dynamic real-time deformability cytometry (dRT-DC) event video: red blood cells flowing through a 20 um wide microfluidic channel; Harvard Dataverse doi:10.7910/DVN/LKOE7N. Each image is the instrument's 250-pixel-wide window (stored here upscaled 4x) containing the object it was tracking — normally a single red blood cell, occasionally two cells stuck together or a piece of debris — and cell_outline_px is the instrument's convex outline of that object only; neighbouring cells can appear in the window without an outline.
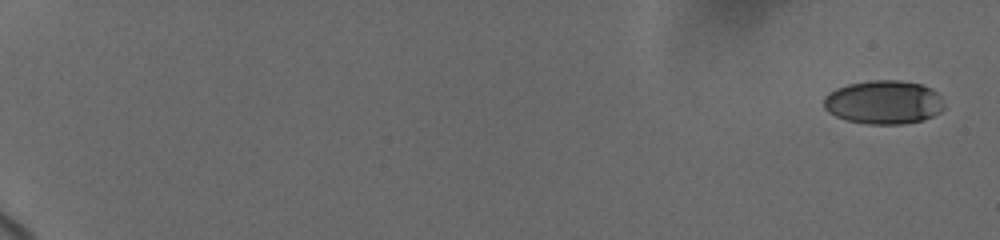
{"species": "human", "species_latin": "Homo sapiens", "temperature_condition": "cold", "stored_images_in_passage": 15, "camera_frame_rate_fps": 3000, "um_per_image_px": 0.085, "donor": {"sex": "female"}, "frame": {"image": 1, "passage_image": 1, "time_ms": 0.0, "image_size_px": [1000, 240], "cell_outline_px": [[944, 108], [940, 112], [924, 120], [900, 124], [868, 124], [848, 120], [836, 116], [828, 112], [824, 108], [824, 96], [828, 92], [836, 88], [848, 84], [868, 80], [900, 80], [920, 84], [932, 88], [940, 96], [944, 104]], "centroid_in_image_um": [75.11, 8.68], "position_along_channel_um": 9.9, "area_um2": 30.81}}
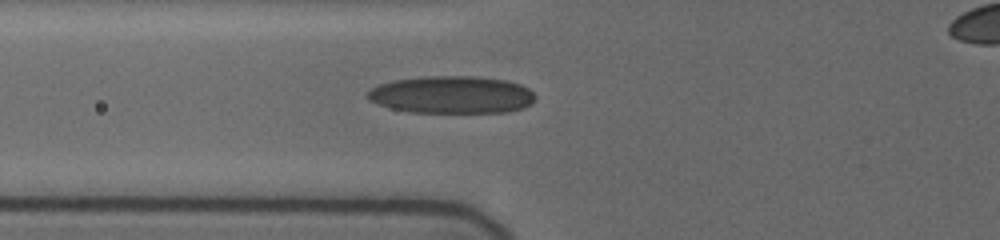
{"frame": {"image": 2, "passage_image": 13, "time_ms": 8.0, "image_size_px": [1000, 240], "cell_outline_px": [[536, 100], [532, 104], [524, 108], [508, 112], [408, 112], [392, 108], [368, 100], [364, 92], [380, 84], [392, 80], [424, 76], [472, 76], [508, 80], [520, 84], [528, 88], [536, 96]], "centroid_in_image_um": [38.42, 8.05], "position_along_channel_um": 87.4, "area_um2": 36.88}}
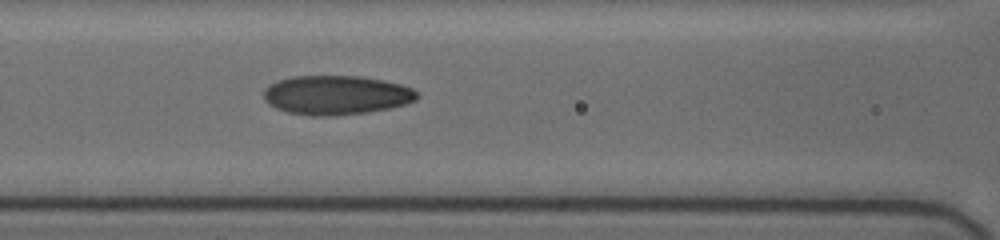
{"frame": {"image": 3, "passage_image": 15, "time_ms": 9.333, "image_size_px": [1000, 240], "cell_outline_px": [[420, 96], [416, 100], [404, 104], [388, 108], [364, 112], [324, 116], [312, 116], [288, 112], [276, 108], [268, 104], [264, 100], [264, 88], [268, 84], [292, 76], [360, 76], [384, 80], [400, 84], [412, 88]], "centroid_in_image_um": [28.55, 8.07], "position_along_channel_um": 138.0, "area_um2": 34.91}}